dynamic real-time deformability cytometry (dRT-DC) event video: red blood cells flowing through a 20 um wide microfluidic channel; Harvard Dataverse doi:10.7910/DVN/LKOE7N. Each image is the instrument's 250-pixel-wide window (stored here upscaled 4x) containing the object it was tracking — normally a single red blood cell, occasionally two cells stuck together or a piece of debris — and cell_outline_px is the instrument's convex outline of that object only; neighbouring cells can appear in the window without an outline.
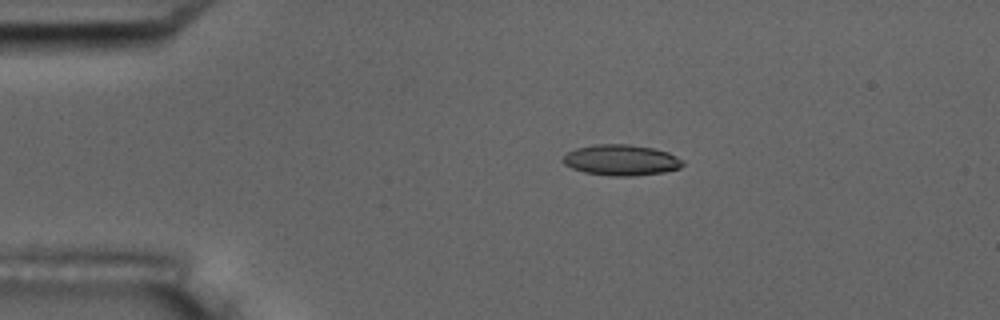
{"species": "common noctule bat (a hibernating species)", "species_latin": "Nyctalus noctula", "temperature_condition": "room temperature", "stored_images_in_passage": 5, "camera_frame_rate_fps": 3000, "um_per_image_px": 0.085, "animal": {"sex": "male", "body_mass_g": 17.5, "forearm_length_mm": 52.3}, "frame": {"image": 1, "passage_image": 2, "time_ms": 1.333, "image_size_px": [1000, 320], "cell_outline_px": [[684, 164], [680, 168], [664, 172], [632, 176], [612, 176], [584, 172], [572, 168], [564, 164], [560, 160], [568, 152], [576, 148], [596, 144], [628, 144], [652, 148], [668, 152], [684, 160]], "centroid_in_image_um": [52.8, 13.61], "position_along_channel_um": 32.2, "area_um2": 21.56}}
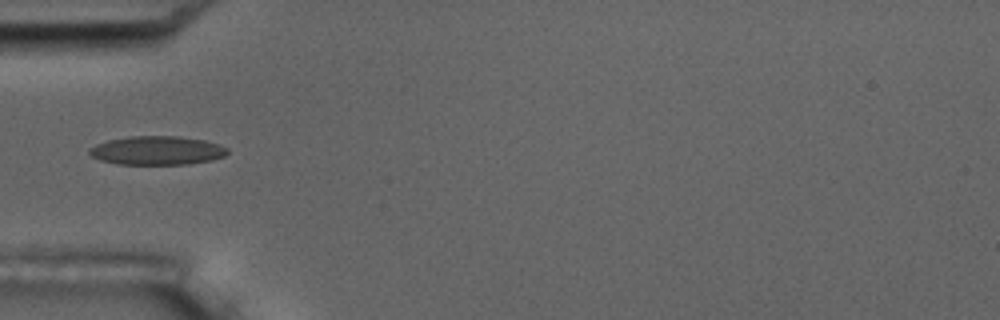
{"frame": {"image": 2, "passage_image": 4, "time_ms": 3.667, "image_size_px": [1000, 320], "cell_outline_px": [[228, 152], [224, 156], [212, 160], [188, 164], [116, 164], [100, 160], [92, 156], [88, 152], [88, 148], [96, 144], [108, 140], [132, 136], [180, 136], [204, 140], [220, 144], [228, 148]], "centroid_in_image_um": [13.35, 12.79], "position_along_channel_um": 71.6, "area_um2": 23.24}}